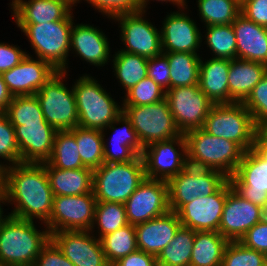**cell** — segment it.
<instances>
[{"label":"cell","mask_w":267,"mask_h":266,"mask_svg":"<svg viewBox=\"0 0 267 266\" xmlns=\"http://www.w3.org/2000/svg\"><path fill=\"white\" fill-rule=\"evenodd\" d=\"M2 201L14 205L8 215L45 224L53 207V192L44 163H18L0 171Z\"/></svg>","instance_id":"6da1fadb"},{"label":"cell","mask_w":267,"mask_h":266,"mask_svg":"<svg viewBox=\"0 0 267 266\" xmlns=\"http://www.w3.org/2000/svg\"><path fill=\"white\" fill-rule=\"evenodd\" d=\"M10 215L0 216V263L2 266H34L42 248L50 241L48 228Z\"/></svg>","instance_id":"7a4b0ae2"},{"label":"cell","mask_w":267,"mask_h":266,"mask_svg":"<svg viewBox=\"0 0 267 266\" xmlns=\"http://www.w3.org/2000/svg\"><path fill=\"white\" fill-rule=\"evenodd\" d=\"M184 135L188 165L218 170L228 178L234 175L245 152L237 143L210 135L202 128L188 131Z\"/></svg>","instance_id":"3957f363"},{"label":"cell","mask_w":267,"mask_h":266,"mask_svg":"<svg viewBox=\"0 0 267 266\" xmlns=\"http://www.w3.org/2000/svg\"><path fill=\"white\" fill-rule=\"evenodd\" d=\"M73 10L59 21L42 24H16L30 42L35 58L49 63L55 70L67 73Z\"/></svg>","instance_id":"277c9868"},{"label":"cell","mask_w":267,"mask_h":266,"mask_svg":"<svg viewBox=\"0 0 267 266\" xmlns=\"http://www.w3.org/2000/svg\"><path fill=\"white\" fill-rule=\"evenodd\" d=\"M91 74H82L72 88L75 95L78 126L87 129L105 130L122 113V104L99 84Z\"/></svg>","instance_id":"5b68a950"},{"label":"cell","mask_w":267,"mask_h":266,"mask_svg":"<svg viewBox=\"0 0 267 266\" xmlns=\"http://www.w3.org/2000/svg\"><path fill=\"white\" fill-rule=\"evenodd\" d=\"M145 178L141 155L129 162H104L93 170L92 191L97 202L125 204Z\"/></svg>","instance_id":"8992f818"},{"label":"cell","mask_w":267,"mask_h":266,"mask_svg":"<svg viewBox=\"0 0 267 266\" xmlns=\"http://www.w3.org/2000/svg\"><path fill=\"white\" fill-rule=\"evenodd\" d=\"M202 129L208 134L232 140L245 152L253 149L257 128L242 102L213 104Z\"/></svg>","instance_id":"52a82bcc"},{"label":"cell","mask_w":267,"mask_h":266,"mask_svg":"<svg viewBox=\"0 0 267 266\" xmlns=\"http://www.w3.org/2000/svg\"><path fill=\"white\" fill-rule=\"evenodd\" d=\"M67 76L68 72L58 71L35 94L44 119L56 131L72 130L78 126L75 95L73 88L67 86Z\"/></svg>","instance_id":"ba28073f"},{"label":"cell","mask_w":267,"mask_h":266,"mask_svg":"<svg viewBox=\"0 0 267 266\" xmlns=\"http://www.w3.org/2000/svg\"><path fill=\"white\" fill-rule=\"evenodd\" d=\"M122 112L130 120L143 148L181 135L166 98L154 104L122 106Z\"/></svg>","instance_id":"9c48e42d"},{"label":"cell","mask_w":267,"mask_h":266,"mask_svg":"<svg viewBox=\"0 0 267 266\" xmlns=\"http://www.w3.org/2000/svg\"><path fill=\"white\" fill-rule=\"evenodd\" d=\"M228 180L221 171L187 165L167 181L170 211L177 213L194 199L216 193Z\"/></svg>","instance_id":"30bf717a"},{"label":"cell","mask_w":267,"mask_h":266,"mask_svg":"<svg viewBox=\"0 0 267 266\" xmlns=\"http://www.w3.org/2000/svg\"><path fill=\"white\" fill-rule=\"evenodd\" d=\"M96 204L93 191L83 195L54 196L52 212L44 226L50 234L57 231H90Z\"/></svg>","instance_id":"8fae6325"},{"label":"cell","mask_w":267,"mask_h":266,"mask_svg":"<svg viewBox=\"0 0 267 266\" xmlns=\"http://www.w3.org/2000/svg\"><path fill=\"white\" fill-rule=\"evenodd\" d=\"M174 122L181 134L203 127L213 102L199 85L174 87L166 91Z\"/></svg>","instance_id":"7c38bea8"},{"label":"cell","mask_w":267,"mask_h":266,"mask_svg":"<svg viewBox=\"0 0 267 266\" xmlns=\"http://www.w3.org/2000/svg\"><path fill=\"white\" fill-rule=\"evenodd\" d=\"M147 11L119 14L112 20L118 22L120 39L125 48L121 51L152 58L163 53L161 32L145 16Z\"/></svg>","instance_id":"4fadbf2b"},{"label":"cell","mask_w":267,"mask_h":266,"mask_svg":"<svg viewBox=\"0 0 267 266\" xmlns=\"http://www.w3.org/2000/svg\"><path fill=\"white\" fill-rule=\"evenodd\" d=\"M141 156L146 178L168 181L188 165L185 135L152 143Z\"/></svg>","instance_id":"5bb4252c"},{"label":"cell","mask_w":267,"mask_h":266,"mask_svg":"<svg viewBox=\"0 0 267 266\" xmlns=\"http://www.w3.org/2000/svg\"><path fill=\"white\" fill-rule=\"evenodd\" d=\"M125 208L128 224L133 226L169 212L167 181L145 178L127 199Z\"/></svg>","instance_id":"9a60e30c"},{"label":"cell","mask_w":267,"mask_h":266,"mask_svg":"<svg viewBox=\"0 0 267 266\" xmlns=\"http://www.w3.org/2000/svg\"><path fill=\"white\" fill-rule=\"evenodd\" d=\"M229 181L238 194L254 205L262 207L267 204V162L253 149L244 152Z\"/></svg>","instance_id":"2e32d148"},{"label":"cell","mask_w":267,"mask_h":266,"mask_svg":"<svg viewBox=\"0 0 267 266\" xmlns=\"http://www.w3.org/2000/svg\"><path fill=\"white\" fill-rule=\"evenodd\" d=\"M51 240L75 266H111L91 231H57L51 233Z\"/></svg>","instance_id":"e0dca14e"},{"label":"cell","mask_w":267,"mask_h":266,"mask_svg":"<svg viewBox=\"0 0 267 266\" xmlns=\"http://www.w3.org/2000/svg\"><path fill=\"white\" fill-rule=\"evenodd\" d=\"M187 7L170 12L162 21L160 32L163 52H200L198 49L201 47L203 34L187 11H184Z\"/></svg>","instance_id":"ac0fdd59"},{"label":"cell","mask_w":267,"mask_h":266,"mask_svg":"<svg viewBox=\"0 0 267 266\" xmlns=\"http://www.w3.org/2000/svg\"><path fill=\"white\" fill-rule=\"evenodd\" d=\"M261 220V207L238 194L227 181V198L222 212L219 233L229 242L239 241Z\"/></svg>","instance_id":"d6986e66"},{"label":"cell","mask_w":267,"mask_h":266,"mask_svg":"<svg viewBox=\"0 0 267 266\" xmlns=\"http://www.w3.org/2000/svg\"><path fill=\"white\" fill-rule=\"evenodd\" d=\"M227 198V182L214 194L194 199L178 212L183 227L194 231H218Z\"/></svg>","instance_id":"ffe728a7"},{"label":"cell","mask_w":267,"mask_h":266,"mask_svg":"<svg viewBox=\"0 0 267 266\" xmlns=\"http://www.w3.org/2000/svg\"><path fill=\"white\" fill-rule=\"evenodd\" d=\"M58 71L49 63L27 56L12 69L1 75L12 96L35 95Z\"/></svg>","instance_id":"44dd1931"},{"label":"cell","mask_w":267,"mask_h":266,"mask_svg":"<svg viewBox=\"0 0 267 266\" xmlns=\"http://www.w3.org/2000/svg\"><path fill=\"white\" fill-rule=\"evenodd\" d=\"M21 163H44L50 158L56 130L48 123L13 126Z\"/></svg>","instance_id":"7402d4cb"},{"label":"cell","mask_w":267,"mask_h":266,"mask_svg":"<svg viewBox=\"0 0 267 266\" xmlns=\"http://www.w3.org/2000/svg\"><path fill=\"white\" fill-rule=\"evenodd\" d=\"M109 43L108 37L101 29L73 22L70 51L77 54L81 60L99 68L108 65L112 58Z\"/></svg>","instance_id":"603a6c76"},{"label":"cell","mask_w":267,"mask_h":266,"mask_svg":"<svg viewBox=\"0 0 267 266\" xmlns=\"http://www.w3.org/2000/svg\"><path fill=\"white\" fill-rule=\"evenodd\" d=\"M121 127H116V125ZM113 131L111 140L106 138L105 133ZM106 130V131H105ZM102 131L104 137V162L107 163H123L135 160L139 155H142L144 148L138 139L136 131L134 130L130 120L122 112L115 121L108 125ZM109 144L108 145V140ZM112 147V148H109Z\"/></svg>","instance_id":"cb8c5ba5"},{"label":"cell","mask_w":267,"mask_h":266,"mask_svg":"<svg viewBox=\"0 0 267 266\" xmlns=\"http://www.w3.org/2000/svg\"><path fill=\"white\" fill-rule=\"evenodd\" d=\"M181 226L178 214L174 211L135 225L138 250L157 257Z\"/></svg>","instance_id":"d4e9b609"},{"label":"cell","mask_w":267,"mask_h":266,"mask_svg":"<svg viewBox=\"0 0 267 266\" xmlns=\"http://www.w3.org/2000/svg\"><path fill=\"white\" fill-rule=\"evenodd\" d=\"M9 5L16 24L63 20L74 7L68 0H12Z\"/></svg>","instance_id":"484cf974"},{"label":"cell","mask_w":267,"mask_h":266,"mask_svg":"<svg viewBox=\"0 0 267 266\" xmlns=\"http://www.w3.org/2000/svg\"><path fill=\"white\" fill-rule=\"evenodd\" d=\"M237 58L267 65V28L240 14L232 23Z\"/></svg>","instance_id":"4316f807"},{"label":"cell","mask_w":267,"mask_h":266,"mask_svg":"<svg viewBox=\"0 0 267 266\" xmlns=\"http://www.w3.org/2000/svg\"><path fill=\"white\" fill-rule=\"evenodd\" d=\"M230 59L201 57L199 87L213 104L234 103L229 95L228 73Z\"/></svg>","instance_id":"83f0119b"},{"label":"cell","mask_w":267,"mask_h":266,"mask_svg":"<svg viewBox=\"0 0 267 266\" xmlns=\"http://www.w3.org/2000/svg\"><path fill=\"white\" fill-rule=\"evenodd\" d=\"M54 196H75L92 192L93 170L90 168L58 169L44 163Z\"/></svg>","instance_id":"f1b7e54d"},{"label":"cell","mask_w":267,"mask_h":266,"mask_svg":"<svg viewBox=\"0 0 267 266\" xmlns=\"http://www.w3.org/2000/svg\"><path fill=\"white\" fill-rule=\"evenodd\" d=\"M266 74V64L238 58L230 59L228 73L230 97L235 102H243Z\"/></svg>","instance_id":"f546056e"},{"label":"cell","mask_w":267,"mask_h":266,"mask_svg":"<svg viewBox=\"0 0 267 266\" xmlns=\"http://www.w3.org/2000/svg\"><path fill=\"white\" fill-rule=\"evenodd\" d=\"M228 243L218 231H196L190 266H221Z\"/></svg>","instance_id":"4dcf8cb0"},{"label":"cell","mask_w":267,"mask_h":266,"mask_svg":"<svg viewBox=\"0 0 267 266\" xmlns=\"http://www.w3.org/2000/svg\"><path fill=\"white\" fill-rule=\"evenodd\" d=\"M170 69V88L199 85L200 53L163 52Z\"/></svg>","instance_id":"1f68e13d"},{"label":"cell","mask_w":267,"mask_h":266,"mask_svg":"<svg viewBox=\"0 0 267 266\" xmlns=\"http://www.w3.org/2000/svg\"><path fill=\"white\" fill-rule=\"evenodd\" d=\"M112 58V72L125 92L147 77L148 58L121 50Z\"/></svg>","instance_id":"d6a6232c"},{"label":"cell","mask_w":267,"mask_h":266,"mask_svg":"<svg viewBox=\"0 0 267 266\" xmlns=\"http://www.w3.org/2000/svg\"><path fill=\"white\" fill-rule=\"evenodd\" d=\"M58 169L87 168L83 165L76 143V127L72 130L56 131L53 150L47 162Z\"/></svg>","instance_id":"836d02e7"},{"label":"cell","mask_w":267,"mask_h":266,"mask_svg":"<svg viewBox=\"0 0 267 266\" xmlns=\"http://www.w3.org/2000/svg\"><path fill=\"white\" fill-rule=\"evenodd\" d=\"M196 231L181 226L173 240L157 256L158 266H190Z\"/></svg>","instance_id":"e575fe53"},{"label":"cell","mask_w":267,"mask_h":266,"mask_svg":"<svg viewBox=\"0 0 267 266\" xmlns=\"http://www.w3.org/2000/svg\"><path fill=\"white\" fill-rule=\"evenodd\" d=\"M196 2L199 18L204 23L203 27L232 24L241 14L240 0H197Z\"/></svg>","instance_id":"d590c367"},{"label":"cell","mask_w":267,"mask_h":266,"mask_svg":"<svg viewBox=\"0 0 267 266\" xmlns=\"http://www.w3.org/2000/svg\"><path fill=\"white\" fill-rule=\"evenodd\" d=\"M100 241L106 259L111 266L120 258L138 250L136 230L131 224L103 236Z\"/></svg>","instance_id":"8d00e7d4"},{"label":"cell","mask_w":267,"mask_h":266,"mask_svg":"<svg viewBox=\"0 0 267 266\" xmlns=\"http://www.w3.org/2000/svg\"><path fill=\"white\" fill-rule=\"evenodd\" d=\"M76 143L85 167L95 170L104 163V137L101 130L76 126Z\"/></svg>","instance_id":"74e56055"},{"label":"cell","mask_w":267,"mask_h":266,"mask_svg":"<svg viewBox=\"0 0 267 266\" xmlns=\"http://www.w3.org/2000/svg\"><path fill=\"white\" fill-rule=\"evenodd\" d=\"M126 225H128V221L126 218L125 204L114 202H97L95 208V219L90 231L93 234L96 233L95 236L98 239H101L103 236L110 234ZM94 228L98 230H94Z\"/></svg>","instance_id":"f35d334b"},{"label":"cell","mask_w":267,"mask_h":266,"mask_svg":"<svg viewBox=\"0 0 267 266\" xmlns=\"http://www.w3.org/2000/svg\"><path fill=\"white\" fill-rule=\"evenodd\" d=\"M204 44L211 51L212 58H237L235 32L232 24L210 25L206 27Z\"/></svg>","instance_id":"ab89813d"},{"label":"cell","mask_w":267,"mask_h":266,"mask_svg":"<svg viewBox=\"0 0 267 266\" xmlns=\"http://www.w3.org/2000/svg\"><path fill=\"white\" fill-rule=\"evenodd\" d=\"M5 113L12 126H22L25 123H48L44 119L36 95L13 96Z\"/></svg>","instance_id":"60d3db41"},{"label":"cell","mask_w":267,"mask_h":266,"mask_svg":"<svg viewBox=\"0 0 267 266\" xmlns=\"http://www.w3.org/2000/svg\"><path fill=\"white\" fill-rule=\"evenodd\" d=\"M166 91L151 78L146 77L124 94L122 106L154 104L165 98Z\"/></svg>","instance_id":"b9f144b4"},{"label":"cell","mask_w":267,"mask_h":266,"mask_svg":"<svg viewBox=\"0 0 267 266\" xmlns=\"http://www.w3.org/2000/svg\"><path fill=\"white\" fill-rule=\"evenodd\" d=\"M221 266H267V255L232 241L225 248Z\"/></svg>","instance_id":"7bdbcfd3"},{"label":"cell","mask_w":267,"mask_h":266,"mask_svg":"<svg viewBox=\"0 0 267 266\" xmlns=\"http://www.w3.org/2000/svg\"><path fill=\"white\" fill-rule=\"evenodd\" d=\"M18 163H21V156L15 138V129L6 113L0 112V171Z\"/></svg>","instance_id":"ee69618b"},{"label":"cell","mask_w":267,"mask_h":266,"mask_svg":"<svg viewBox=\"0 0 267 266\" xmlns=\"http://www.w3.org/2000/svg\"><path fill=\"white\" fill-rule=\"evenodd\" d=\"M242 103L252 114L256 128H264L267 125V74L251 90Z\"/></svg>","instance_id":"f6af8a7d"},{"label":"cell","mask_w":267,"mask_h":266,"mask_svg":"<svg viewBox=\"0 0 267 266\" xmlns=\"http://www.w3.org/2000/svg\"><path fill=\"white\" fill-rule=\"evenodd\" d=\"M95 7L98 12L109 19H113L119 14L135 13L140 11L137 0H83Z\"/></svg>","instance_id":"bcb514c9"},{"label":"cell","mask_w":267,"mask_h":266,"mask_svg":"<svg viewBox=\"0 0 267 266\" xmlns=\"http://www.w3.org/2000/svg\"><path fill=\"white\" fill-rule=\"evenodd\" d=\"M147 77L151 78L163 90L170 89V69L167 56L164 53L148 58Z\"/></svg>","instance_id":"7dc6e473"},{"label":"cell","mask_w":267,"mask_h":266,"mask_svg":"<svg viewBox=\"0 0 267 266\" xmlns=\"http://www.w3.org/2000/svg\"><path fill=\"white\" fill-rule=\"evenodd\" d=\"M239 242L247 248L267 255V224L258 222L244 234Z\"/></svg>","instance_id":"c3c4849f"},{"label":"cell","mask_w":267,"mask_h":266,"mask_svg":"<svg viewBox=\"0 0 267 266\" xmlns=\"http://www.w3.org/2000/svg\"><path fill=\"white\" fill-rule=\"evenodd\" d=\"M34 266H75L67 259L57 245L50 241L42 248Z\"/></svg>","instance_id":"681fc988"},{"label":"cell","mask_w":267,"mask_h":266,"mask_svg":"<svg viewBox=\"0 0 267 266\" xmlns=\"http://www.w3.org/2000/svg\"><path fill=\"white\" fill-rule=\"evenodd\" d=\"M5 43L0 42V74L17 66L27 56L21 47Z\"/></svg>","instance_id":"f907efd6"},{"label":"cell","mask_w":267,"mask_h":266,"mask_svg":"<svg viewBox=\"0 0 267 266\" xmlns=\"http://www.w3.org/2000/svg\"><path fill=\"white\" fill-rule=\"evenodd\" d=\"M241 14L267 28V0H242Z\"/></svg>","instance_id":"816d5d0a"},{"label":"cell","mask_w":267,"mask_h":266,"mask_svg":"<svg viewBox=\"0 0 267 266\" xmlns=\"http://www.w3.org/2000/svg\"><path fill=\"white\" fill-rule=\"evenodd\" d=\"M112 266H158V264L156 256L137 250L120 258Z\"/></svg>","instance_id":"f5cc1de1"},{"label":"cell","mask_w":267,"mask_h":266,"mask_svg":"<svg viewBox=\"0 0 267 266\" xmlns=\"http://www.w3.org/2000/svg\"><path fill=\"white\" fill-rule=\"evenodd\" d=\"M253 150L267 162V130L257 129Z\"/></svg>","instance_id":"db71d44e"},{"label":"cell","mask_w":267,"mask_h":266,"mask_svg":"<svg viewBox=\"0 0 267 266\" xmlns=\"http://www.w3.org/2000/svg\"><path fill=\"white\" fill-rule=\"evenodd\" d=\"M13 96L9 92L6 83L0 74V112H5Z\"/></svg>","instance_id":"11a10c76"},{"label":"cell","mask_w":267,"mask_h":266,"mask_svg":"<svg viewBox=\"0 0 267 266\" xmlns=\"http://www.w3.org/2000/svg\"><path fill=\"white\" fill-rule=\"evenodd\" d=\"M137 1H138L139 5H140V11H147L146 8H148V5H149V3H150V0H137ZM151 1H152V0H151ZM153 1H154V0H153ZM156 1H158V2L161 1V3H162V2H163V3H164V2H165V3L169 2V3L173 4V6L176 5V7H178L177 10H178L179 8L188 6V5H186V4H187V2H186L187 0H156Z\"/></svg>","instance_id":"9f6ffc18"},{"label":"cell","mask_w":267,"mask_h":266,"mask_svg":"<svg viewBox=\"0 0 267 266\" xmlns=\"http://www.w3.org/2000/svg\"><path fill=\"white\" fill-rule=\"evenodd\" d=\"M262 223L267 224V204L261 207V220Z\"/></svg>","instance_id":"6f0895ef"},{"label":"cell","mask_w":267,"mask_h":266,"mask_svg":"<svg viewBox=\"0 0 267 266\" xmlns=\"http://www.w3.org/2000/svg\"><path fill=\"white\" fill-rule=\"evenodd\" d=\"M3 201H2V190H1V187H0V216L2 214H4V211H3Z\"/></svg>","instance_id":"680465c9"},{"label":"cell","mask_w":267,"mask_h":266,"mask_svg":"<svg viewBox=\"0 0 267 266\" xmlns=\"http://www.w3.org/2000/svg\"><path fill=\"white\" fill-rule=\"evenodd\" d=\"M73 6H77L76 4L80 3L82 0H68Z\"/></svg>","instance_id":"91938a15"}]
</instances>
